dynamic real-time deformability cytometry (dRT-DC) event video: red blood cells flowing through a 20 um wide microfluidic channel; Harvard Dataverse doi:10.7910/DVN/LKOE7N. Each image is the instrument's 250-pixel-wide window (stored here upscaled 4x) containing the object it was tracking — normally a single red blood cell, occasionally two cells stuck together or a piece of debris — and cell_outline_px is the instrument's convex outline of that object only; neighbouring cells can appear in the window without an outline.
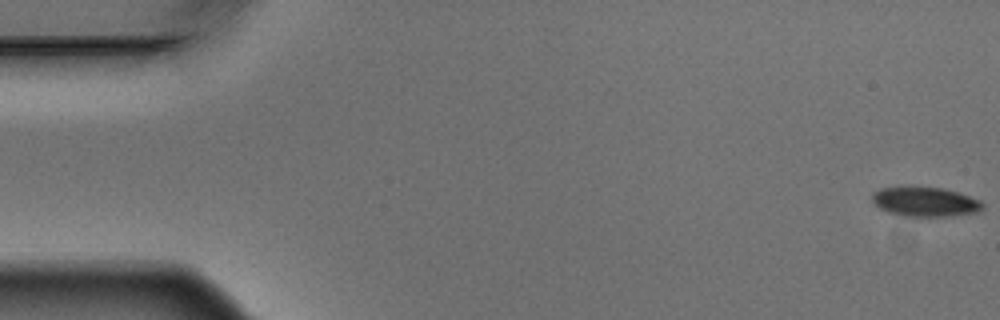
{"species": "Egyptian fruit bat (a non-hibernating species)", "species_latin": "Rousettus aegyptiacus", "temperature_condition": "warm", "stored_images_in_passage": 5, "camera_frame_rate_fps": 3000, "um_per_image_px": 0.085, "animal": {"sex": "male"}, "frame": {"image": 1, "passage_image": 1, "time_ms": 0.0, "image_size_px": [1000, 320], "cell_outline_px": [[984, 208], [980, 212], [948, 216], [904, 216], [888, 212], [880, 208], [872, 200], [872, 192], [880, 188], [904, 184], [908, 184], [944, 188], [980, 200], [984, 204]], "centroid_in_image_um": [78.6, 17.1], "position_along_channel_um": 6.4, "area_um2": 19.65}}
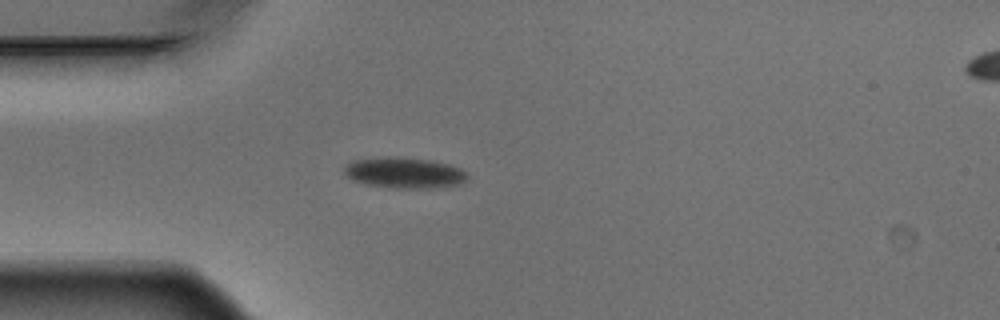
{"frame": {"image": 2, "passage_image": 4, "time_ms": 1.0, "image_size_px": [1000, 320], "cell_outline_px": [[468, 180], [460, 184], [432, 188], [392, 188], [364, 184], [352, 180], [344, 172], [344, 168], [352, 160], [384, 156], [396, 156], [432, 160], [448, 164], [460, 168], [468, 172]], "centroid_in_image_um": [34.39, 14.68], "position_along_channel_um": 50.6, "area_um2": 22.48}}